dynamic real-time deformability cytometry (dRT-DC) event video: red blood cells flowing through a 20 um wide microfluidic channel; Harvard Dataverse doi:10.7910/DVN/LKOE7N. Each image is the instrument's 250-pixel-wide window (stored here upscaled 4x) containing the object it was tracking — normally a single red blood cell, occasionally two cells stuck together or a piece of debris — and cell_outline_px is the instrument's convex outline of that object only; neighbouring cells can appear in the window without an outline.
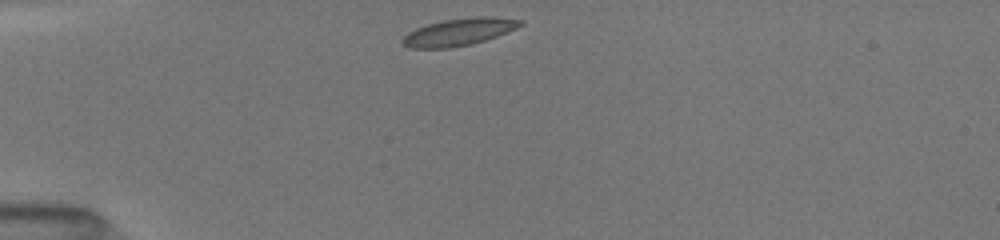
{"species": "common noctule bat (a hibernating species)", "species_latin": "Nyctalus noctula", "temperature_condition": "room temperature", "stored_images_in_passage": 38, "camera_frame_rate_fps": 3000, "um_per_image_px": 0.085, "animal": {"sex": "female", "body_mass_g": 19.5, "forearm_length_mm": 54.1}, "frame": {"image": 1, "passage_image": 1, "time_ms": 0.0, "image_size_px": [1000, 240], "cell_outline_px": [[524, 24], [516, 28], [496, 36], [472, 44], [448, 48], [408, 48], [400, 40], [408, 32], [416, 28], [428, 24], [444, 20], [472, 16], [492, 16], [524, 20]], "centroid_in_image_um": [39.01, 2.7], "position_along_channel_um": 46.0, "area_um2": 18.73}}
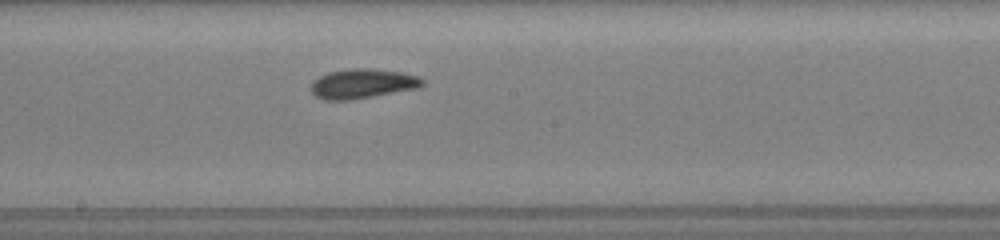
{"frame": {"image": 2, "passage_image": 16, "time_ms": 5.0, "image_size_px": [1000, 240], "cell_outline_px": [[424, 84], [416, 88], [352, 100], [324, 100], [316, 96], [312, 92], [312, 80], [328, 72], [352, 68], [368, 68], [400, 72], [420, 76], [424, 80]], "centroid_in_image_um": [30.8, 7.11], "position_along_channel_um": 217.4, "area_um2": 19.13}}
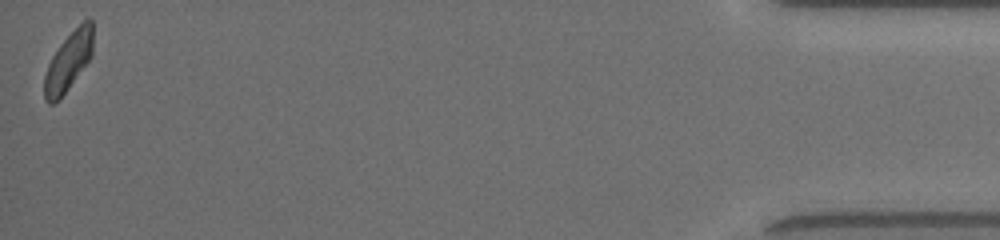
{"frame": {"image": 3, "passage_image": 38, "time_ms": 12.333, "image_size_px": [1000, 240], "cell_outline_px": [[92, 56], [68, 88], [52, 104], [48, 104], [44, 100], [44, 76], [48, 64], [52, 56], [60, 44], [84, 20], [92, 20]], "centroid_in_image_um": [5.79, 5.24], "position_along_channel_um": 429.4, "area_um2": 16.18}, "authors_computed_cell_mechanics": {"area_um2": 17.9469, "velocity_mm_per_s": 4.0286, "shape_relaxation_time_tau1_ms": 2.9632, "shape_relaxation_time_tau2_ms": 2.3746, "deformation_change_tau1": 0.1161, "deformation_change_tau2": 0.076}}